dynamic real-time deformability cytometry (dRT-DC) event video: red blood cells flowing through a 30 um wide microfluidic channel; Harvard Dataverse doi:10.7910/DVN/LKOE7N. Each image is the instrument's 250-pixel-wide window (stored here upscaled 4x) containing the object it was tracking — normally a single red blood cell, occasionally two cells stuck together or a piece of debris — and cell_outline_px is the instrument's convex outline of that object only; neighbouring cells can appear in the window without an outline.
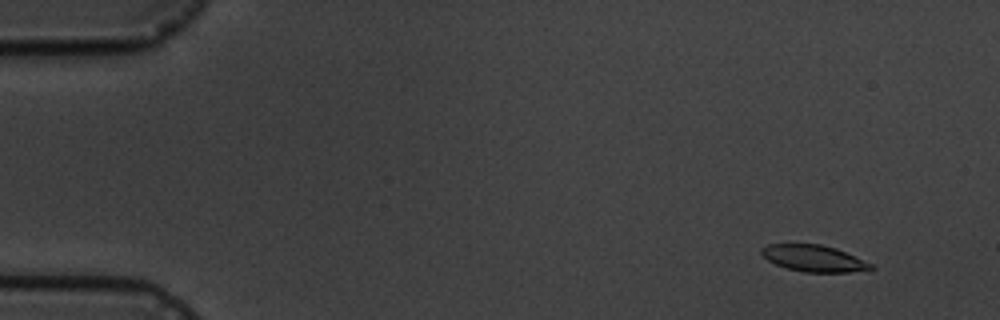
{"species": "common noctule bat (a hibernating species)", "species_latin": "Nyctalus noctula", "temperature_condition": "cold", "stored_images_in_passage": 8, "camera_frame_rate_fps": 3000, "um_per_image_px": 0.085, "animal": {"sex": "male", "body_mass_g": 19.5, "forearm_length_mm": 54.6}, "frame": {"image": 1, "passage_image": 2, "time_ms": 1.0, "image_size_px": [1000, 320], "cell_outline_px": [[876, 268], [848, 272], [804, 272], [788, 268], [776, 264], [768, 260], [760, 252], [760, 248], [768, 244], [820, 244], [836, 248], [872, 264]], "centroid_in_image_um": [69.15, 21.95], "position_along_channel_um": 15.9, "area_um2": 16.7}}
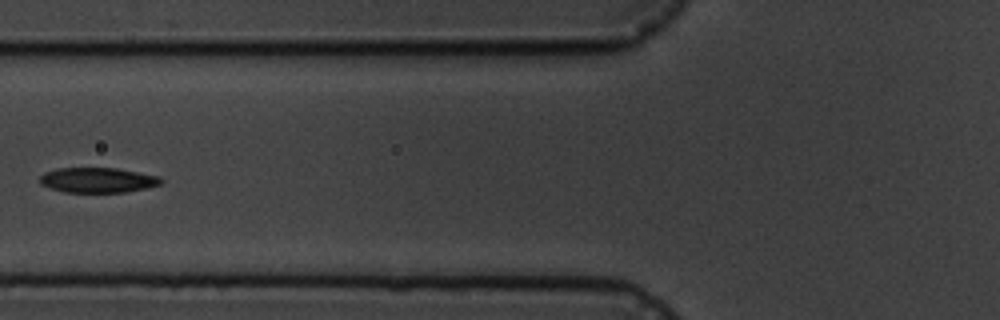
{"frame": {"image": 2, "passage_image": 7, "time_ms": 7.0, "image_size_px": [1000, 320], "cell_outline_px": [[164, 180], [160, 184], [144, 188], [124, 192], [64, 192], [40, 184], [40, 176], [44, 172], [56, 168], [116, 168], [160, 176]], "centroid_in_image_um": [8.29, 15.3], "position_along_channel_um": 117.5, "area_um2": 17.63}}
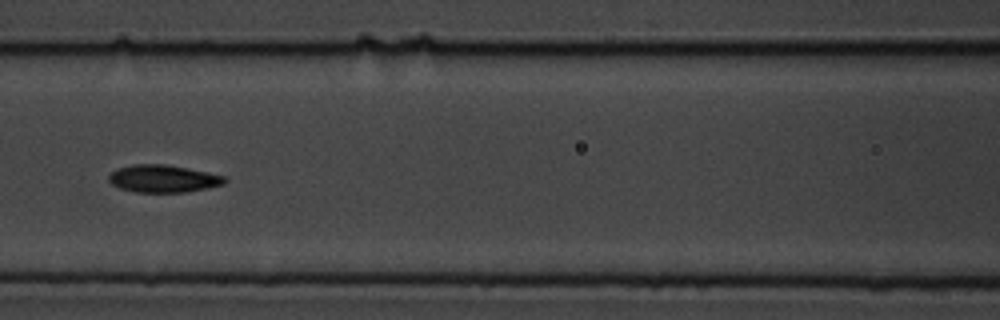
{"frame": {"image": 3, "passage_image": 8, "time_ms": 8.0, "image_size_px": [1000, 320], "cell_outline_px": [[228, 180], [224, 184], [208, 188], [184, 192], [136, 192], [120, 188], [112, 184], [108, 180], [108, 176], [112, 172], [120, 168], [132, 164], [164, 164], [188, 168], [208, 172], [224, 176]], "centroid_in_image_um": [13.89, 15.18], "position_along_channel_um": 152.7, "area_um2": 18.5}}